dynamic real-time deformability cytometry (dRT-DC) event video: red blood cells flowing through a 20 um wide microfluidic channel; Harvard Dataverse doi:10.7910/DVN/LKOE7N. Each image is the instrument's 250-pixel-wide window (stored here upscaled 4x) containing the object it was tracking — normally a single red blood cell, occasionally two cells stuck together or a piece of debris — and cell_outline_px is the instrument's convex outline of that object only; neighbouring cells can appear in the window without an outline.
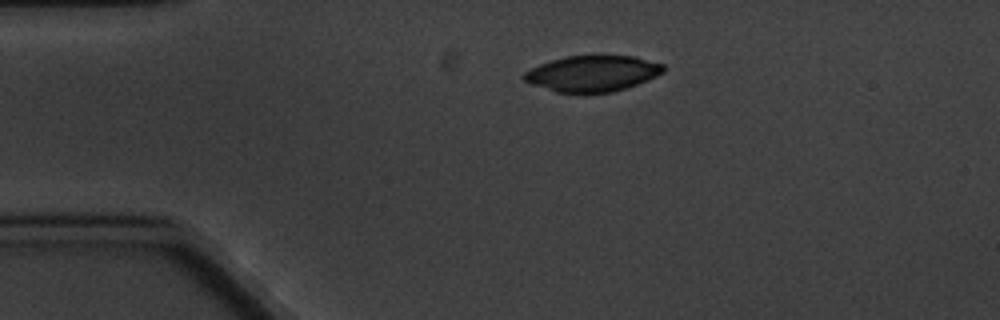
{"species": "common noctule bat (a hibernating species)", "species_latin": "Nyctalus noctula", "temperature_condition": "cold", "stored_images_in_passage": 2, "camera_frame_rate_fps": 3000, "um_per_image_px": 0.085, "animal": {"sex": "male", "body_mass_g": 20.1, "forearm_length_mm": 53.5}, "frame": {"image": 1, "passage_image": 1, "time_ms": 0.0, "image_size_px": [1000, 320], "cell_outline_px": [[664, 72], [656, 76], [636, 84], [612, 92], [556, 92], [532, 84], [524, 80], [524, 72], [540, 64], [564, 56], [636, 56], [664, 64]], "centroid_in_image_um": [50.38, 6.23], "position_along_channel_um": 34.6, "area_um2": 28.78}}